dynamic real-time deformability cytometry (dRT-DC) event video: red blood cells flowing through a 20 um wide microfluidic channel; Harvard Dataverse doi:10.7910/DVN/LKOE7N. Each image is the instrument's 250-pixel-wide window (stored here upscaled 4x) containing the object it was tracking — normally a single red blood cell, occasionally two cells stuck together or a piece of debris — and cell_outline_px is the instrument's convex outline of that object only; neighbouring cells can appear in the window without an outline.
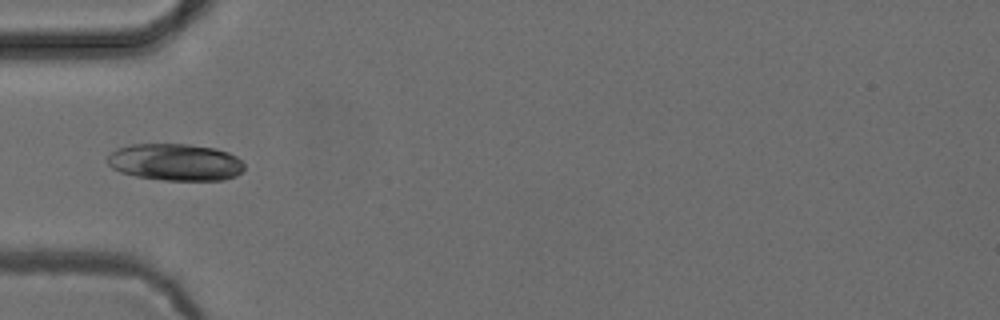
{"species": "common noctule bat (a hibernating species)", "species_latin": "Nyctalus noctula", "temperature_condition": "cold", "stored_images_in_passage": 23, "camera_frame_rate_fps": 3000, "um_per_image_px": 0.085, "animal": {"sex": "female", "body_mass_g": 24.6, "forearm_length_mm": 56.2}, "frame": {"image": 1, "passage_image": 1, "time_ms": 0.0, "image_size_px": [1000, 320], "cell_outline_px": [[244, 168], [236, 176], [224, 180], [164, 180], [136, 176], [120, 172], [112, 168], [108, 164], [108, 156], [116, 148], [132, 144], [188, 144], [216, 148], [228, 152], [236, 156], [244, 164]], "centroid_in_image_um": [14.91, 13.78], "position_along_channel_um": 70.1, "area_um2": 29.54}}